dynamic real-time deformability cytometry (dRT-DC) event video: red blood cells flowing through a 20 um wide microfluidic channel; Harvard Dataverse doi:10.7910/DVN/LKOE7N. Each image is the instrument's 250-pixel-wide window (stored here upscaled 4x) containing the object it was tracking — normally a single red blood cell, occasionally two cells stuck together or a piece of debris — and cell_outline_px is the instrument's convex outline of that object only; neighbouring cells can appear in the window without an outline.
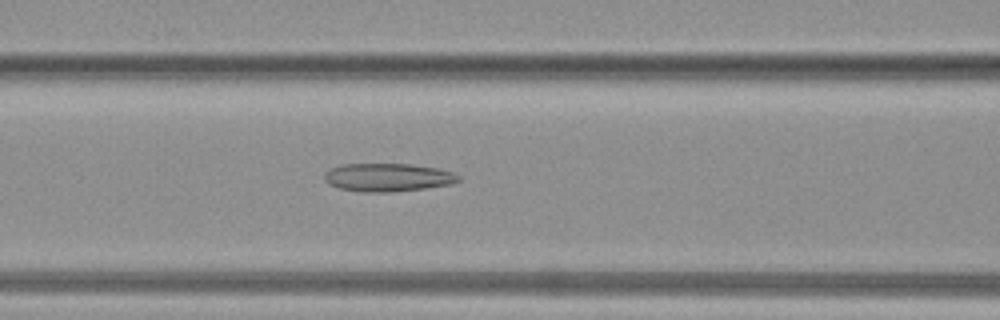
{"species": "common noctule bat (a hibernating species)", "species_latin": "Nyctalus noctula", "temperature_condition": "warm", "stored_images_in_passage": 38, "camera_frame_rate_fps": 3000, "um_per_image_px": 0.085, "animal": {"sex": "female", "body_mass_g": 19.3, "forearm_length_mm": 54.1}, "frame": {"image": 1, "passage_image": 16, "time_ms": 5.0, "image_size_px": [1000, 320], "cell_outline_px": [[460, 180], [452, 184], [424, 188], [392, 192], [360, 192], [340, 188], [328, 184], [324, 180], [324, 172], [340, 164], [412, 164], [440, 168], [452, 172], [460, 176]], "centroid_in_image_um": [32.96, 15.07], "position_along_channel_um": 133.6, "area_um2": 22.2}}
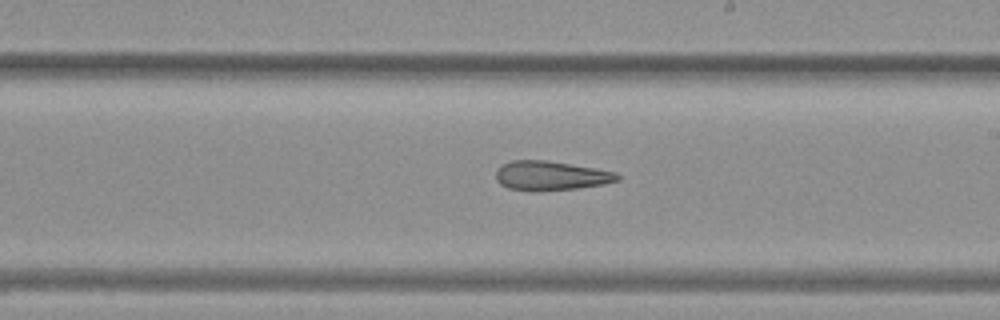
{"frame": {"image": 2, "passage_image": 22, "time_ms": 7.0, "image_size_px": [1000, 320], "cell_outline_px": [[620, 180], [604, 184], [576, 188], [540, 192], [532, 192], [508, 188], [500, 184], [496, 180], [496, 168], [512, 160], [548, 160], [596, 168], [616, 172], [620, 176]], "centroid_in_image_um": [46.81, 14.94], "position_along_channel_um": 242.2, "area_um2": 21.1}}
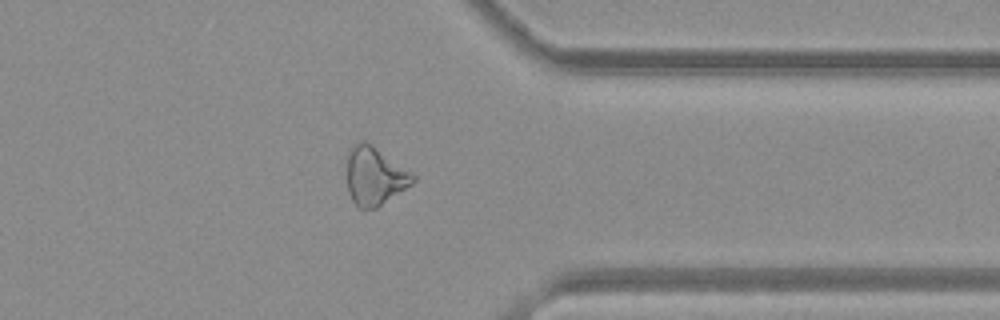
{"frame": {"image": 3, "passage_image": 30, "time_ms": 9.667, "image_size_px": [1000, 320], "cell_outline_px": [[416, 180], [412, 184], [376, 208], [360, 208], [352, 200], [348, 192], [348, 152], [352, 144], [360, 140], [364, 140], [372, 144], [416, 176]], "centroid_in_image_um": [31.84, 14.94], "position_along_channel_um": 379.6, "area_um2": 22.14}}